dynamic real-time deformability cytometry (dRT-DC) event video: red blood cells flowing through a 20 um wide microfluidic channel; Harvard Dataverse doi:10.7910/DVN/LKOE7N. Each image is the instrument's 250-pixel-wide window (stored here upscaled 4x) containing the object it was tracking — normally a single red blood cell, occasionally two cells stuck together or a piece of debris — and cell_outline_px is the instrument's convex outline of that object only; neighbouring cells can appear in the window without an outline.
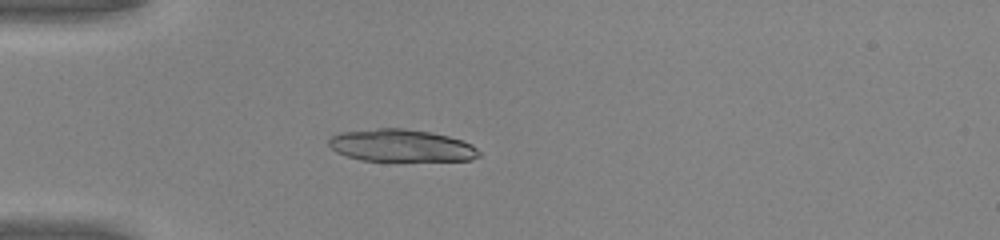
{"species": "common noctule bat (a hibernating species)", "species_latin": "Nyctalus noctula", "temperature_condition": "warm", "stored_images_in_passage": 35, "camera_frame_rate_fps": 3000, "um_per_image_px": 0.085, "animal": {"sex": "male", "body_mass_g": 20.0, "forearm_length_mm": 53.3}, "frame": {"image": 1, "passage_image": 1, "time_ms": 0.0, "image_size_px": [1000, 240], "cell_outline_px": [[480, 156], [472, 160], [360, 160], [336, 152], [328, 144], [328, 140], [332, 136], [340, 132], [376, 128], [404, 128], [432, 132], [448, 136], [472, 144], [480, 152]], "centroid_in_image_um": [34.1, 12.36], "position_along_channel_um": 50.9, "area_um2": 28.15}}
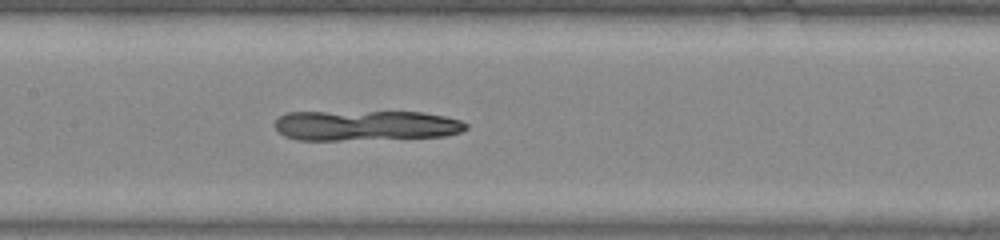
{"frame": {"image": 2, "passage_image": 11, "time_ms": 3.333, "image_size_px": [1000, 240], "cell_outline_px": [[468, 128], [460, 132], [444, 136], [340, 140], [296, 140], [284, 136], [276, 128], [276, 120], [284, 112], [420, 112], [444, 116], [460, 120], [468, 124]], "centroid_in_image_um": [31.07, 10.66], "position_along_channel_um": 176.3, "area_um2": 33.58}}
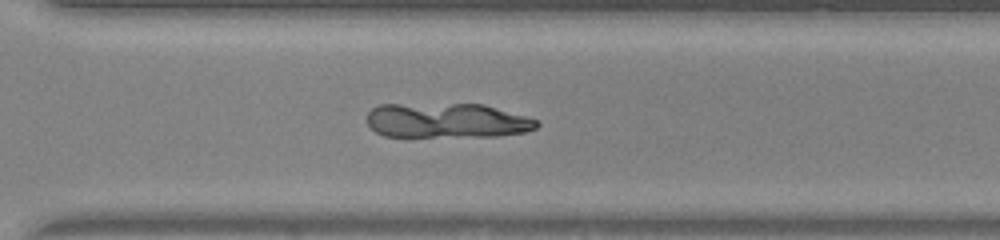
{"frame": {"image": 3, "passage_image": 22, "time_ms": 7.0, "image_size_px": [1000, 240], "cell_outline_px": [[540, 124], [536, 128], [524, 132], [496, 136], [384, 136], [376, 132], [368, 124], [368, 112], [376, 104], [484, 104], [540, 120]], "centroid_in_image_um": [38.0, 10.24], "position_along_channel_um": 332.6, "area_um2": 34.51}}